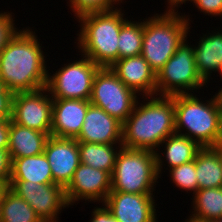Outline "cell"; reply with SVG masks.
I'll return each instance as SVG.
<instances>
[{"instance_id":"1","label":"cell","mask_w":222,"mask_h":222,"mask_svg":"<svg viewBox=\"0 0 222 222\" xmlns=\"http://www.w3.org/2000/svg\"><path fill=\"white\" fill-rule=\"evenodd\" d=\"M30 28L27 26L20 29L0 51V80L14 94L36 91L47 86L49 60L44 56L46 53L40 44L41 39L36 35L37 30Z\"/></svg>"},{"instance_id":"2","label":"cell","mask_w":222,"mask_h":222,"mask_svg":"<svg viewBox=\"0 0 222 222\" xmlns=\"http://www.w3.org/2000/svg\"><path fill=\"white\" fill-rule=\"evenodd\" d=\"M140 98L123 123L122 147L155 152L167 137L176 133L173 98L158 95Z\"/></svg>"},{"instance_id":"3","label":"cell","mask_w":222,"mask_h":222,"mask_svg":"<svg viewBox=\"0 0 222 222\" xmlns=\"http://www.w3.org/2000/svg\"><path fill=\"white\" fill-rule=\"evenodd\" d=\"M124 7L89 13L78 18L75 34L79 55L88 57L99 67H111L118 60V42L122 25L128 20ZM125 13V14H124Z\"/></svg>"},{"instance_id":"4","label":"cell","mask_w":222,"mask_h":222,"mask_svg":"<svg viewBox=\"0 0 222 222\" xmlns=\"http://www.w3.org/2000/svg\"><path fill=\"white\" fill-rule=\"evenodd\" d=\"M165 10L144 18L141 56L156 74L174 55L191 29L190 14L183 15L175 9Z\"/></svg>"},{"instance_id":"5","label":"cell","mask_w":222,"mask_h":222,"mask_svg":"<svg viewBox=\"0 0 222 222\" xmlns=\"http://www.w3.org/2000/svg\"><path fill=\"white\" fill-rule=\"evenodd\" d=\"M171 97L175 107L176 133L187 136L201 147L219 146L220 108L213 97L205 101L195 93Z\"/></svg>"},{"instance_id":"6","label":"cell","mask_w":222,"mask_h":222,"mask_svg":"<svg viewBox=\"0 0 222 222\" xmlns=\"http://www.w3.org/2000/svg\"><path fill=\"white\" fill-rule=\"evenodd\" d=\"M158 179L155 152L121 147L111 174V192L155 194Z\"/></svg>"},{"instance_id":"7","label":"cell","mask_w":222,"mask_h":222,"mask_svg":"<svg viewBox=\"0 0 222 222\" xmlns=\"http://www.w3.org/2000/svg\"><path fill=\"white\" fill-rule=\"evenodd\" d=\"M188 38L156 74L158 96L197 93L205 87L208 88L209 84L197 72L193 43L188 42Z\"/></svg>"},{"instance_id":"8","label":"cell","mask_w":222,"mask_h":222,"mask_svg":"<svg viewBox=\"0 0 222 222\" xmlns=\"http://www.w3.org/2000/svg\"><path fill=\"white\" fill-rule=\"evenodd\" d=\"M138 95L128 88L111 70L100 67L96 72L90 97V103L102 108L122 124L131 115Z\"/></svg>"},{"instance_id":"9","label":"cell","mask_w":222,"mask_h":222,"mask_svg":"<svg viewBox=\"0 0 222 222\" xmlns=\"http://www.w3.org/2000/svg\"><path fill=\"white\" fill-rule=\"evenodd\" d=\"M80 57L48 72L46 88L53 99L90 100L93 79L100 67L88 57Z\"/></svg>"},{"instance_id":"10","label":"cell","mask_w":222,"mask_h":222,"mask_svg":"<svg viewBox=\"0 0 222 222\" xmlns=\"http://www.w3.org/2000/svg\"><path fill=\"white\" fill-rule=\"evenodd\" d=\"M8 188L23 198L41 220L59 222V214L70 205L65 188L53 184H38L30 181H9Z\"/></svg>"},{"instance_id":"11","label":"cell","mask_w":222,"mask_h":222,"mask_svg":"<svg viewBox=\"0 0 222 222\" xmlns=\"http://www.w3.org/2000/svg\"><path fill=\"white\" fill-rule=\"evenodd\" d=\"M53 98L48 89L15 93L12 120L51 136Z\"/></svg>"},{"instance_id":"12","label":"cell","mask_w":222,"mask_h":222,"mask_svg":"<svg viewBox=\"0 0 222 222\" xmlns=\"http://www.w3.org/2000/svg\"><path fill=\"white\" fill-rule=\"evenodd\" d=\"M111 192V175L100 169L80 163L73 178L65 188L66 199L71 206L79 201L104 203ZM77 203V204H76Z\"/></svg>"},{"instance_id":"13","label":"cell","mask_w":222,"mask_h":222,"mask_svg":"<svg viewBox=\"0 0 222 222\" xmlns=\"http://www.w3.org/2000/svg\"><path fill=\"white\" fill-rule=\"evenodd\" d=\"M154 196L110 192L103 204L118 222H158L157 200Z\"/></svg>"},{"instance_id":"14","label":"cell","mask_w":222,"mask_h":222,"mask_svg":"<svg viewBox=\"0 0 222 222\" xmlns=\"http://www.w3.org/2000/svg\"><path fill=\"white\" fill-rule=\"evenodd\" d=\"M44 154L51 167L54 183L66 188L80 165V153L76 139L49 136Z\"/></svg>"},{"instance_id":"15","label":"cell","mask_w":222,"mask_h":222,"mask_svg":"<svg viewBox=\"0 0 222 222\" xmlns=\"http://www.w3.org/2000/svg\"><path fill=\"white\" fill-rule=\"evenodd\" d=\"M122 127L123 124L120 121L102 108L90 104L76 140L98 144H122Z\"/></svg>"},{"instance_id":"16","label":"cell","mask_w":222,"mask_h":222,"mask_svg":"<svg viewBox=\"0 0 222 222\" xmlns=\"http://www.w3.org/2000/svg\"><path fill=\"white\" fill-rule=\"evenodd\" d=\"M110 68L139 97L157 95L156 73L141 55L118 59Z\"/></svg>"},{"instance_id":"17","label":"cell","mask_w":222,"mask_h":222,"mask_svg":"<svg viewBox=\"0 0 222 222\" xmlns=\"http://www.w3.org/2000/svg\"><path fill=\"white\" fill-rule=\"evenodd\" d=\"M90 104L89 100L53 99L51 136L76 139Z\"/></svg>"},{"instance_id":"18","label":"cell","mask_w":222,"mask_h":222,"mask_svg":"<svg viewBox=\"0 0 222 222\" xmlns=\"http://www.w3.org/2000/svg\"><path fill=\"white\" fill-rule=\"evenodd\" d=\"M201 148L202 147L197 142L184 135L174 133L167 137L159 145V149L155 151L156 168L159 178L161 179L162 173L165 172L163 167L165 170H168V168L171 169L184 163L191 162L196 158ZM165 166L167 167L165 168Z\"/></svg>"},{"instance_id":"19","label":"cell","mask_w":222,"mask_h":222,"mask_svg":"<svg viewBox=\"0 0 222 222\" xmlns=\"http://www.w3.org/2000/svg\"><path fill=\"white\" fill-rule=\"evenodd\" d=\"M216 30L199 34V41L193 44L197 72L207 84L222 66V30Z\"/></svg>"},{"instance_id":"20","label":"cell","mask_w":222,"mask_h":222,"mask_svg":"<svg viewBox=\"0 0 222 222\" xmlns=\"http://www.w3.org/2000/svg\"><path fill=\"white\" fill-rule=\"evenodd\" d=\"M48 137L46 133L26 128L10 119L8 153L11 162L15 158L36 156L43 153Z\"/></svg>"},{"instance_id":"21","label":"cell","mask_w":222,"mask_h":222,"mask_svg":"<svg viewBox=\"0 0 222 222\" xmlns=\"http://www.w3.org/2000/svg\"><path fill=\"white\" fill-rule=\"evenodd\" d=\"M198 189L222 187V147H202L195 158Z\"/></svg>"},{"instance_id":"22","label":"cell","mask_w":222,"mask_h":222,"mask_svg":"<svg viewBox=\"0 0 222 222\" xmlns=\"http://www.w3.org/2000/svg\"><path fill=\"white\" fill-rule=\"evenodd\" d=\"M10 181L53 184L51 167L44 152L36 156L15 158L11 163Z\"/></svg>"},{"instance_id":"23","label":"cell","mask_w":222,"mask_h":222,"mask_svg":"<svg viewBox=\"0 0 222 222\" xmlns=\"http://www.w3.org/2000/svg\"><path fill=\"white\" fill-rule=\"evenodd\" d=\"M192 209L188 218L199 222H211L222 218V188L198 189L191 198Z\"/></svg>"},{"instance_id":"24","label":"cell","mask_w":222,"mask_h":222,"mask_svg":"<svg viewBox=\"0 0 222 222\" xmlns=\"http://www.w3.org/2000/svg\"><path fill=\"white\" fill-rule=\"evenodd\" d=\"M121 147L122 144L78 142L80 163L103 170L111 175Z\"/></svg>"},{"instance_id":"25","label":"cell","mask_w":222,"mask_h":222,"mask_svg":"<svg viewBox=\"0 0 222 222\" xmlns=\"http://www.w3.org/2000/svg\"><path fill=\"white\" fill-rule=\"evenodd\" d=\"M40 217L21 197L7 188L0 201V222H39Z\"/></svg>"},{"instance_id":"26","label":"cell","mask_w":222,"mask_h":222,"mask_svg":"<svg viewBox=\"0 0 222 222\" xmlns=\"http://www.w3.org/2000/svg\"><path fill=\"white\" fill-rule=\"evenodd\" d=\"M142 20V21H141ZM144 19H129L122 25L118 42V59L139 56L142 53Z\"/></svg>"},{"instance_id":"27","label":"cell","mask_w":222,"mask_h":222,"mask_svg":"<svg viewBox=\"0 0 222 222\" xmlns=\"http://www.w3.org/2000/svg\"><path fill=\"white\" fill-rule=\"evenodd\" d=\"M170 182H172L175 187L186 191V193H191L194 195L198 190L197 174L195 169V159L191 162L184 163L182 165L168 169ZM184 190V191H183ZM189 191V192H188Z\"/></svg>"},{"instance_id":"28","label":"cell","mask_w":222,"mask_h":222,"mask_svg":"<svg viewBox=\"0 0 222 222\" xmlns=\"http://www.w3.org/2000/svg\"><path fill=\"white\" fill-rule=\"evenodd\" d=\"M67 6H70V10L75 18H79L80 16L96 13V12H104L109 11L114 8H117L120 5L116 0H67ZM117 7H116V6ZM119 5V6H118Z\"/></svg>"},{"instance_id":"29","label":"cell","mask_w":222,"mask_h":222,"mask_svg":"<svg viewBox=\"0 0 222 222\" xmlns=\"http://www.w3.org/2000/svg\"><path fill=\"white\" fill-rule=\"evenodd\" d=\"M13 14V15H12ZM12 12H0V51L7 45V42L20 30L15 24Z\"/></svg>"},{"instance_id":"30","label":"cell","mask_w":222,"mask_h":222,"mask_svg":"<svg viewBox=\"0 0 222 222\" xmlns=\"http://www.w3.org/2000/svg\"><path fill=\"white\" fill-rule=\"evenodd\" d=\"M189 1L205 16L222 18V0H187L186 3Z\"/></svg>"},{"instance_id":"31","label":"cell","mask_w":222,"mask_h":222,"mask_svg":"<svg viewBox=\"0 0 222 222\" xmlns=\"http://www.w3.org/2000/svg\"><path fill=\"white\" fill-rule=\"evenodd\" d=\"M14 92L0 80V114H12Z\"/></svg>"},{"instance_id":"32","label":"cell","mask_w":222,"mask_h":222,"mask_svg":"<svg viewBox=\"0 0 222 222\" xmlns=\"http://www.w3.org/2000/svg\"><path fill=\"white\" fill-rule=\"evenodd\" d=\"M11 163L8 149H0V181L7 187L11 177Z\"/></svg>"},{"instance_id":"33","label":"cell","mask_w":222,"mask_h":222,"mask_svg":"<svg viewBox=\"0 0 222 222\" xmlns=\"http://www.w3.org/2000/svg\"><path fill=\"white\" fill-rule=\"evenodd\" d=\"M101 205L102 206H96L92 209V216L89 222H118L104 204Z\"/></svg>"},{"instance_id":"34","label":"cell","mask_w":222,"mask_h":222,"mask_svg":"<svg viewBox=\"0 0 222 222\" xmlns=\"http://www.w3.org/2000/svg\"><path fill=\"white\" fill-rule=\"evenodd\" d=\"M9 129L10 123H0V149L9 147Z\"/></svg>"},{"instance_id":"35","label":"cell","mask_w":222,"mask_h":222,"mask_svg":"<svg viewBox=\"0 0 222 222\" xmlns=\"http://www.w3.org/2000/svg\"><path fill=\"white\" fill-rule=\"evenodd\" d=\"M167 3L166 9H175L178 10L180 7H182V4L186 5L187 0H167L165 1Z\"/></svg>"},{"instance_id":"36","label":"cell","mask_w":222,"mask_h":222,"mask_svg":"<svg viewBox=\"0 0 222 222\" xmlns=\"http://www.w3.org/2000/svg\"><path fill=\"white\" fill-rule=\"evenodd\" d=\"M215 103L218 105L219 108H222V87L219 86V89L217 91V93L215 92V94L213 96Z\"/></svg>"},{"instance_id":"37","label":"cell","mask_w":222,"mask_h":222,"mask_svg":"<svg viewBox=\"0 0 222 222\" xmlns=\"http://www.w3.org/2000/svg\"><path fill=\"white\" fill-rule=\"evenodd\" d=\"M219 121V147H222V108H220Z\"/></svg>"},{"instance_id":"38","label":"cell","mask_w":222,"mask_h":222,"mask_svg":"<svg viewBox=\"0 0 222 222\" xmlns=\"http://www.w3.org/2000/svg\"><path fill=\"white\" fill-rule=\"evenodd\" d=\"M12 114H0V123H10Z\"/></svg>"},{"instance_id":"39","label":"cell","mask_w":222,"mask_h":222,"mask_svg":"<svg viewBox=\"0 0 222 222\" xmlns=\"http://www.w3.org/2000/svg\"><path fill=\"white\" fill-rule=\"evenodd\" d=\"M8 187L0 181V201H1V197L3 195V192L7 189Z\"/></svg>"},{"instance_id":"40","label":"cell","mask_w":222,"mask_h":222,"mask_svg":"<svg viewBox=\"0 0 222 222\" xmlns=\"http://www.w3.org/2000/svg\"><path fill=\"white\" fill-rule=\"evenodd\" d=\"M184 222H199V221H194L193 219L187 218L184 220Z\"/></svg>"},{"instance_id":"41","label":"cell","mask_w":222,"mask_h":222,"mask_svg":"<svg viewBox=\"0 0 222 222\" xmlns=\"http://www.w3.org/2000/svg\"><path fill=\"white\" fill-rule=\"evenodd\" d=\"M217 74H219L221 77H220V79L222 78V66H221V69H220V71L217 73ZM221 82H222V79L220 80Z\"/></svg>"},{"instance_id":"42","label":"cell","mask_w":222,"mask_h":222,"mask_svg":"<svg viewBox=\"0 0 222 222\" xmlns=\"http://www.w3.org/2000/svg\"><path fill=\"white\" fill-rule=\"evenodd\" d=\"M211 222H222V218H219V219H216V220H213Z\"/></svg>"},{"instance_id":"43","label":"cell","mask_w":222,"mask_h":222,"mask_svg":"<svg viewBox=\"0 0 222 222\" xmlns=\"http://www.w3.org/2000/svg\"><path fill=\"white\" fill-rule=\"evenodd\" d=\"M119 4H124L123 2H124V0H116Z\"/></svg>"},{"instance_id":"44","label":"cell","mask_w":222,"mask_h":222,"mask_svg":"<svg viewBox=\"0 0 222 222\" xmlns=\"http://www.w3.org/2000/svg\"><path fill=\"white\" fill-rule=\"evenodd\" d=\"M39 222H54V221H50V220H41Z\"/></svg>"}]
</instances>
